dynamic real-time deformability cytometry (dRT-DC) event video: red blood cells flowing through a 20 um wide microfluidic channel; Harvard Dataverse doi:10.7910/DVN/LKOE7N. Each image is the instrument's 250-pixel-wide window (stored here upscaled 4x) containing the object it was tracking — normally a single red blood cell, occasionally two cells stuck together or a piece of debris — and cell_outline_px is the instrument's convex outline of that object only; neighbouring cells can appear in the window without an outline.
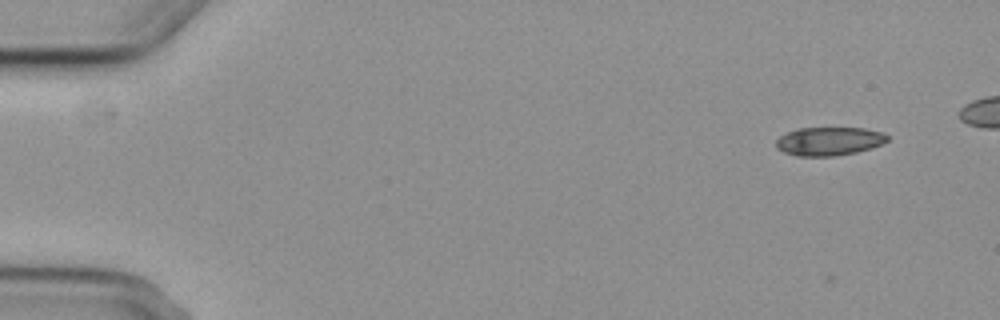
{"species": "common noctule bat (a hibernating species)", "species_latin": "Nyctalus noctula", "temperature_condition": "cold", "stored_images_in_passage": 7, "camera_frame_rate_fps": 3000, "um_per_image_px": 0.085, "animal": {"sex": "female", "body_mass_g": 29.2, "forearm_length_mm": 56.3}, "frame": {"image": 1, "passage_image": 2, "time_ms": 1.0, "image_size_px": [1000, 320], "cell_outline_px": [[888, 140], [872, 148], [856, 152], [836, 156], [796, 156], [784, 152], [776, 148], [776, 140], [780, 136], [788, 132], [800, 128], [864, 128], [884, 132], [888, 136]], "centroid_in_image_um": [70.48, 12.01], "position_along_channel_um": 14.5, "area_um2": 18.5}}
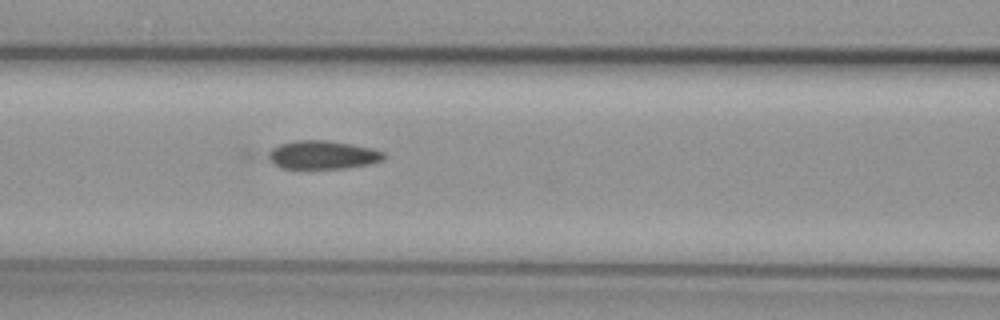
{"frame": {"image": 2, "passage_image": 7, "time_ms": 7.667, "image_size_px": [1000, 320], "cell_outline_px": [[384, 160], [368, 164], [344, 168], [284, 168], [276, 164], [264, 156], [264, 152], [280, 144], [292, 140], [328, 140], [352, 144], [372, 148], [384, 152]], "centroid_in_image_um": [27.37, 13.15], "position_along_channel_um": 139.2, "area_um2": 19.25}}